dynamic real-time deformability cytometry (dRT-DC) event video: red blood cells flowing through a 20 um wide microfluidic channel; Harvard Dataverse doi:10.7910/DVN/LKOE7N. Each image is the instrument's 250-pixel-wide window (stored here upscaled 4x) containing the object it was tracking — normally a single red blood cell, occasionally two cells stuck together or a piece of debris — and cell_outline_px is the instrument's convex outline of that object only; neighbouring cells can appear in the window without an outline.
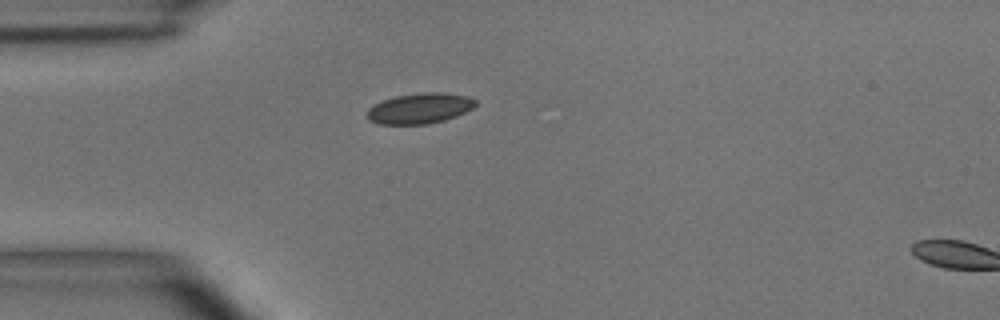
{"species": "common noctule bat (a hibernating species)", "species_latin": "Nyctalus noctula", "temperature_condition": "room temperature", "stored_images_in_passage": 5, "camera_frame_rate_fps": 3000, "um_per_image_px": 0.085, "animal": {"sex": "male", "body_mass_g": 15.6}, "frame": {"image": 1, "passage_image": 5, "time_ms": 5.333, "image_size_px": [1000, 320], "cell_outline_px": [[476, 104], [472, 108], [456, 116], [444, 120], [428, 124], [380, 124], [368, 120], [368, 108], [384, 100], [396, 96], [424, 92], [440, 92], [468, 96], [476, 100]], "centroid_in_image_um": [35.69, 9.21], "position_along_channel_um": 49.3, "area_um2": 19.07}}